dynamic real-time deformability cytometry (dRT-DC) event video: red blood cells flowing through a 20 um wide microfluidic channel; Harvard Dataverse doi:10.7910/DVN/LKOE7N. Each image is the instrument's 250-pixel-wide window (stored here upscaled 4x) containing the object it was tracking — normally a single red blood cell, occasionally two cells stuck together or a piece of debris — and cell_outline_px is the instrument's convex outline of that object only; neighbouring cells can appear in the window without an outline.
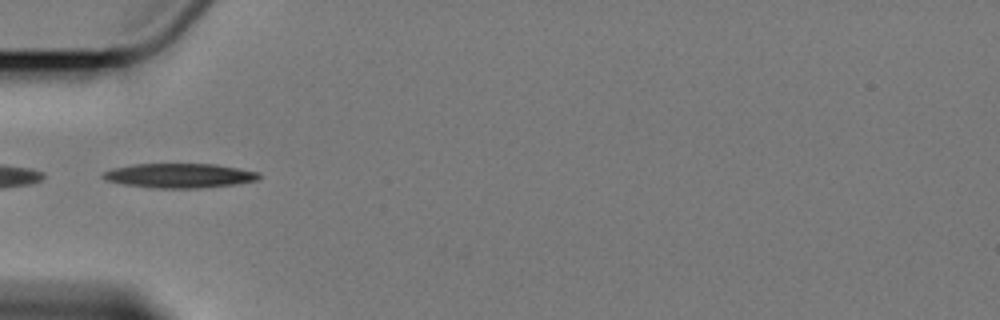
{"species": "Egyptian fruit bat (a non-hibernating species)", "species_latin": "Rousettus aegyptiacus", "temperature_condition": "cold", "stored_images_in_passage": 5, "camera_frame_rate_fps": 3000, "um_per_image_px": 0.085, "animal": {"sex": "female"}, "frame": {"image": 1, "passage_image": 1, "time_ms": 0.0, "image_size_px": [1000, 320], "cell_outline_px": [[260, 176], [256, 180], [232, 184], [200, 188], [152, 188], [124, 184], [104, 180], [100, 176], [104, 172], [112, 168], [132, 164], [216, 164], [256, 172]], "centroid_in_image_um": [15.15, 14.92], "position_along_channel_um": 69.9, "area_um2": 22.02}}
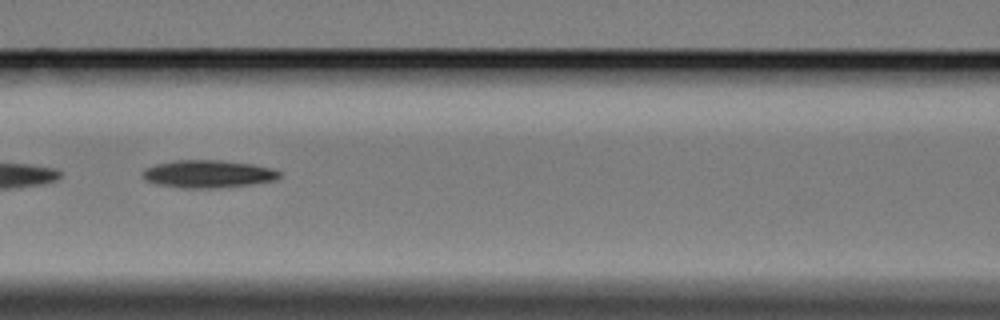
{"frame": {"image": 2, "passage_image": 3, "time_ms": 2.333, "image_size_px": [1000, 320], "cell_outline_px": [[280, 176], [276, 180], [248, 184], [212, 188], [184, 188], [156, 184], [144, 180], [144, 168], [156, 164], [172, 160], [220, 160], [252, 164], [272, 168], [280, 172]], "centroid_in_image_um": [17.66, 14.77], "position_along_channel_um": 148.9, "area_um2": 21.91}}
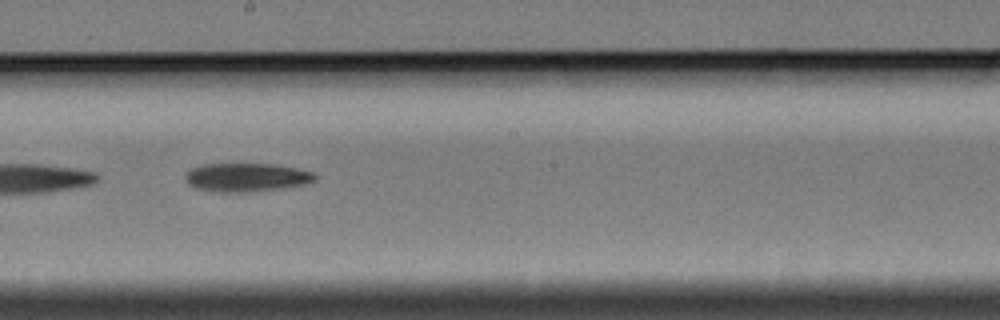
{"frame": {"image": 3, "passage_image": 5, "time_ms": 4.667, "image_size_px": [1000, 320], "cell_outline_px": [[316, 180], [304, 184], [284, 188], [244, 192], [220, 192], [196, 188], [188, 184], [188, 172], [192, 168], [204, 164], [268, 164], [296, 168], [312, 172], [316, 176]], "centroid_in_image_um": [20.98, 15.08], "position_along_channel_um": 227.2, "area_um2": 21.15}}